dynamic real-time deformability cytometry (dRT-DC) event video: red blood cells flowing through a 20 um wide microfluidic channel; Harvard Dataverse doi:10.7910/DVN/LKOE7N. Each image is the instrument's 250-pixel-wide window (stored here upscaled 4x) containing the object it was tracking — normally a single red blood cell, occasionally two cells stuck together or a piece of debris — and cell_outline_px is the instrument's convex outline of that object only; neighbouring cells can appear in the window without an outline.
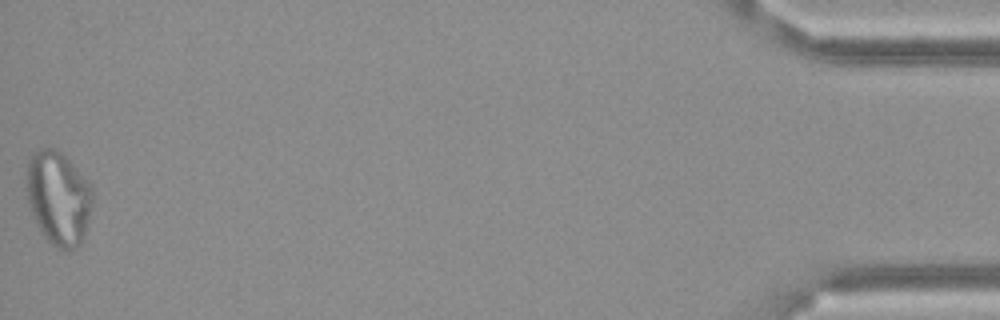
{"species": "Egyptian fruit bat (a non-hibernating species)", "species_latin": "Rousettus aegyptiacus", "temperature_condition": "cold", "stored_images_in_passage": 48, "camera_frame_rate_fps": 3000, "um_per_image_px": 0.085, "frame": {"image": 1, "passage_image": 48, "time_ms": 15.667, "image_size_px": [1000, 320], "cell_outline_px": [[92, 200], [84, 240], [80, 244], [64, 252], [56, 248], [44, 236], [32, 212], [28, 200], [28, 164], [32, 156], [36, 152], [44, 148], [52, 148], [60, 152], [72, 164], [88, 184], [92, 192]], "centroid_in_image_um": [4.98, 16.89], "position_along_channel_um": 430.2, "area_um2": 34.97}}